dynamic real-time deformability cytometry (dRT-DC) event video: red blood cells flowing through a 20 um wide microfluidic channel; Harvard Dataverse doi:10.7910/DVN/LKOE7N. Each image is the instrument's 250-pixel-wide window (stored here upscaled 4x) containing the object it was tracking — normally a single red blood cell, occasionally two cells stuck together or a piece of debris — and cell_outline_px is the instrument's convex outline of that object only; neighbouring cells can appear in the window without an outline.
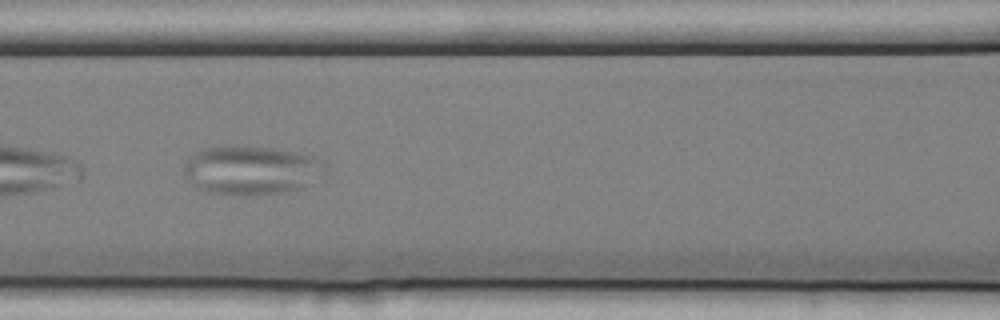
{"species": "common noctule bat (a hibernating species)", "species_latin": "Nyctalus noctula", "temperature_condition": "cold", "stored_images_in_passage": 44, "segment_of_instrument_passage": [2, 2], "camera_frame_rate_fps": 3000, "um_per_image_px": 0.085, "animal": {"sex": "female", "body_mass_g": 25.1}, "frame": {"image": 1, "passage_image": 15, "time_ms": 4.667, "image_size_px": [1000, 320], "cell_outline_px": [[328, 168], [304, 188], [284, 192], [256, 196], [244, 196], [208, 192], [196, 188], [184, 172], [184, 164], [196, 152], [208, 148], [272, 148], [312, 156], [328, 164]], "centroid_in_image_um": [21.4, 14.52], "position_along_channel_um": 145.2, "area_um2": 39.54}}
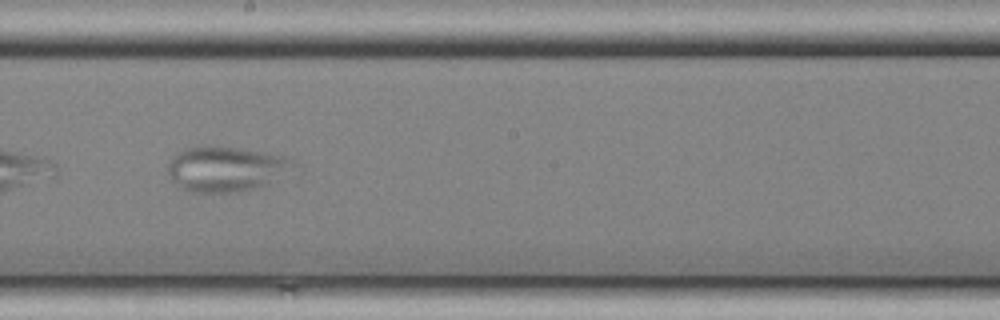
{"frame": {"image": 2, "passage_image": 22, "time_ms": 7.0, "image_size_px": [1000, 320], "cell_outline_px": [[300, 164], [268, 184], [236, 192], [192, 192], [184, 188], [172, 180], [168, 172], [168, 164], [172, 156], [184, 148], [240, 148], [264, 152], [284, 156]], "centroid_in_image_um": [19.23, 14.37], "position_along_channel_um": 229.0, "area_um2": 32.31}}
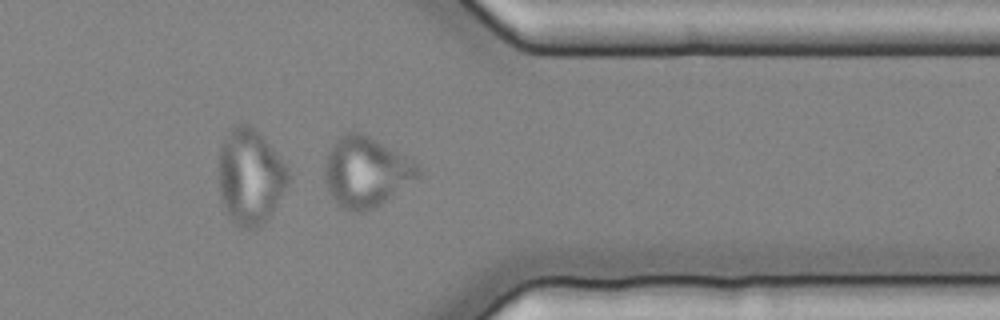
{"frame": {"image": 3, "passage_image": 35, "time_ms": 11.333, "image_size_px": [1000, 320], "cell_outline_px": [[420, 176], [380, 204], [372, 208], [360, 212], [352, 212], [340, 208], [328, 192], [324, 180], [324, 164], [328, 152], [332, 144], [340, 136], [348, 132], [360, 132], [368, 136], [412, 160], [420, 168]], "centroid_in_image_um": [31.05, 14.63], "position_along_channel_um": 380.3, "area_um2": 37.8}}